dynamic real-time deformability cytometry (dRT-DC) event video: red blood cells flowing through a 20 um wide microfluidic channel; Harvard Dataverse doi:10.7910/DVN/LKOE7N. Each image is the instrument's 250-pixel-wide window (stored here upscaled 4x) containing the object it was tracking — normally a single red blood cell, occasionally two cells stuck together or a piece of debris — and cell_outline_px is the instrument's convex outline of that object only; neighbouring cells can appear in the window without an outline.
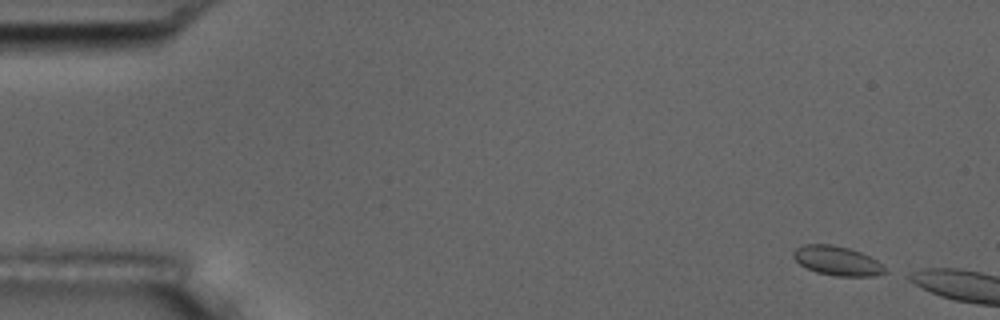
{"species": "common noctule bat (a hibernating species)", "species_latin": "Nyctalus noctula", "temperature_condition": "room temperature", "stored_images_in_passage": 4, "camera_frame_rate_fps": 3000, "um_per_image_px": 0.085, "animal": {"sex": "male", "body_mass_g": 17.5, "forearm_length_mm": 52.3}, "frame": {"image": 1, "passage_image": 1, "time_ms": 0.0, "image_size_px": [1000, 320], "cell_outline_px": [[888, 272], [876, 276], [836, 276], [816, 272], [800, 264], [792, 256], [792, 252], [796, 248], [804, 244], [832, 244], [848, 248], [860, 252], [876, 260]], "centroid_in_image_um": [71.14, 22.16], "position_along_channel_um": 13.9, "area_um2": 15.55}}